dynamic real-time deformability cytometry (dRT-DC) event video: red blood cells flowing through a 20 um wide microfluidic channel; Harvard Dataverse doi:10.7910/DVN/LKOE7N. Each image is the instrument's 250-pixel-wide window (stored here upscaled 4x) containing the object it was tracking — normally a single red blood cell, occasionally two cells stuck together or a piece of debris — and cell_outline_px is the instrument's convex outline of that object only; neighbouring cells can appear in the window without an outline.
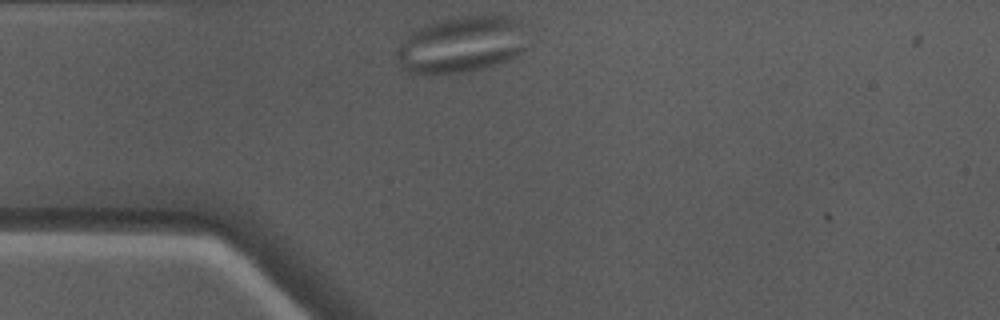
{"species": "Egyptian fruit bat (a non-hibernating species)", "species_latin": "Rousettus aegyptiacus", "temperature_condition": "warm", "stored_images_in_passage": 3, "camera_frame_rate_fps": 3000, "um_per_image_px": 0.085, "animal": {"sex": "male"}, "frame": {"image": 1, "passage_image": 2, "time_ms": 0.333, "image_size_px": [1000, 320], "cell_outline_px": [[524, 48], [520, 52], [508, 60], [496, 64], [480, 68], [460, 72], [412, 72], [404, 68], [396, 60], [396, 52], [408, 36], [412, 32], [428, 24], [460, 16], [508, 16], [520, 20]], "centroid_in_image_um": [39.23, 3.77], "position_along_channel_um": 45.8, "area_um2": 41.38}}